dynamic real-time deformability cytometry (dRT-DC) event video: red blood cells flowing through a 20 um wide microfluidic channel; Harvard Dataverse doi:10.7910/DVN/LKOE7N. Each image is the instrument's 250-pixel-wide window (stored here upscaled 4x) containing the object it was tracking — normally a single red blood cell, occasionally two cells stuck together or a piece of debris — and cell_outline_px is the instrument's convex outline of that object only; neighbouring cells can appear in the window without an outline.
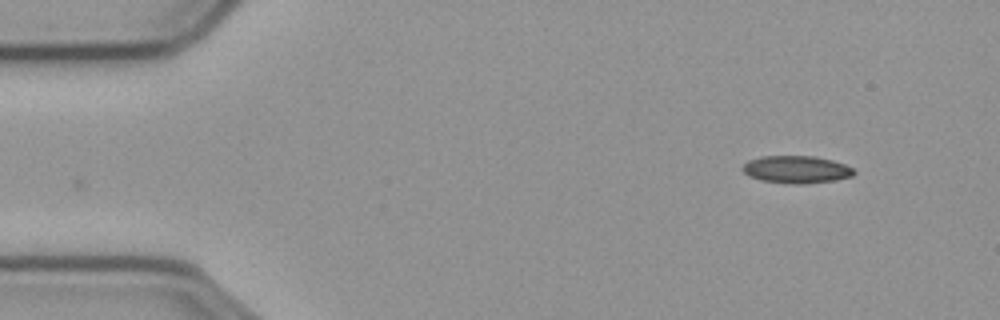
{"species": "common noctule bat (a hibernating species)", "species_latin": "Nyctalus noctula", "temperature_condition": "cold", "stored_images_in_passage": 52, "camera_frame_rate_fps": 3000, "um_per_image_px": 0.085, "animal": {"sex": "male", "body_mass_g": 23.1, "forearm_length_mm": 52.7}, "frame": {"image": 1, "passage_image": 1, "time_ms": 0.0, "image_size_px": [1000, 320], "cell_outline_px": [[856, 172], [852, 176], [836, 180], [800, 184], [760, 180], [748, 176], [744, 172], [744, 164], [748, 160], [760, 156], [816, 156], [832, 160], [844, 164], [852, 168]], "centroid_in_image_um": [67.7, 14.39], "position_along_channel_um": 17.3, "area_um2": 17.69}}
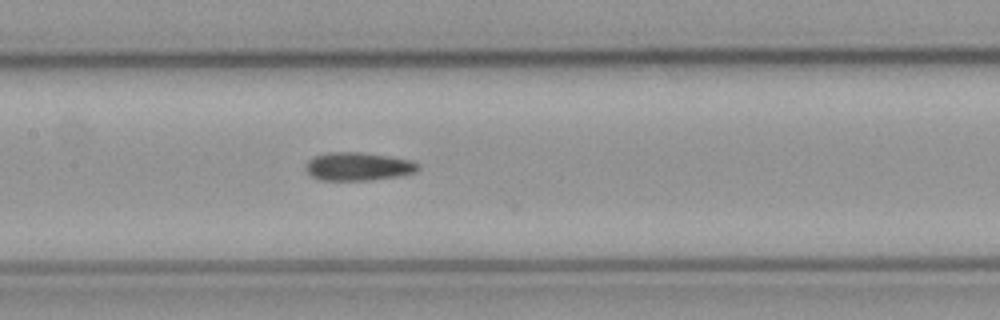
{"frame": {"image": 2, "passage_image": 22, "time_ms": 7.0, "image_size_px": [1000, 320], "cell_outline_px": [[420, 168], [416, 172], [396, 176], [372, 180], [320, 180], [312, 176], [304, 168], [308, 160], [316, 156], [328, 152], [360, 152], [388, 156], [412, 160], [420, 164]], "centroid_in_image_um": [30.46, 14.15], "position_along_channel_um": 176.9, "area_um2": 18.5}}
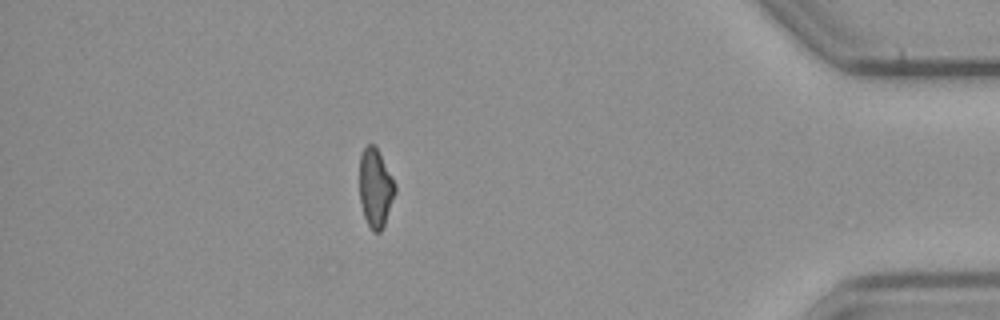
{"frame": {"image": 3, "passage_image": 45, "time_ms": 14.667, "image_size_px": [1000, 320], "cell_outline_px": [[396, 192], [384, 224], [380, 232], [372, 232], [364, 216], [360, 200], [360, 156], [364, 148], [368, 144], [372, 144], [376, 148], [392, 176], [396, 184]], "centroid_in_image_um": [31.92, 15.99], "position_along_channel_um": 403.3, "area_um2": 16.07}, "authors_computed_cell_mechanics": {"area_um2": 17.7735, "velocity_mm_per_s": 3.6009, "shape_relaxation_time_tau1_ms": null, "shape_relaxation_time_tau2_ms": 2.5401, "deformation_change_tau1": null, "deformation_change_tau2": 0.0955}}